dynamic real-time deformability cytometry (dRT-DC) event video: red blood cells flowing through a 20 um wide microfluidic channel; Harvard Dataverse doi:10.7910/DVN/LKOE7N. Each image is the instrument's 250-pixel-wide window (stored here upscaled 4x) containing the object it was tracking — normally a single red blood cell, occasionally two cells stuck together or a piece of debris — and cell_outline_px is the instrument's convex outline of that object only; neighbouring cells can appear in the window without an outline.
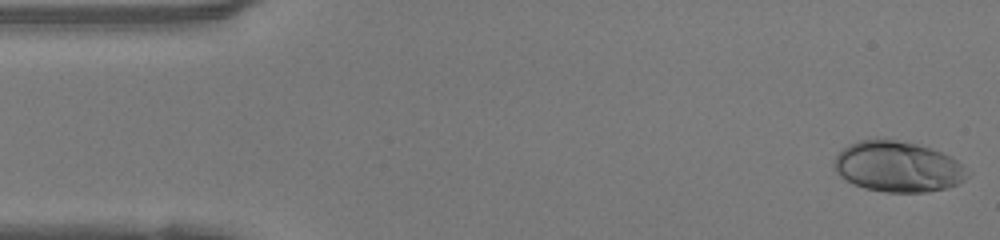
{"species": "human", "species_latin": "Homo sapiens", "temperature_condition": "warm", "stored_images_in_passage": 47, "camera_frame_rate_fps": 3000, "um_per_image_px": 0.085, "donor": {"sex": "female"}, "frame": {"image": 1, "passage_image": 1, "time_ms": 0.0, "image_size_px": [1000, 240], "cell_outline_px": [[972, 172], [964, 180], [956, 184], [944, 188], [928, 192], [884, 192], [864, 188], [852, 184], [840, 176], [832, 164], [836, 156], [848, 144], [860, 140], [896, 140], [916, 144], [940, 152], [956, 160]], "centroid_in_image_um": [76.31, 14.19], "position_along_channel_um": 8.7, "area_um2": 39.07}}
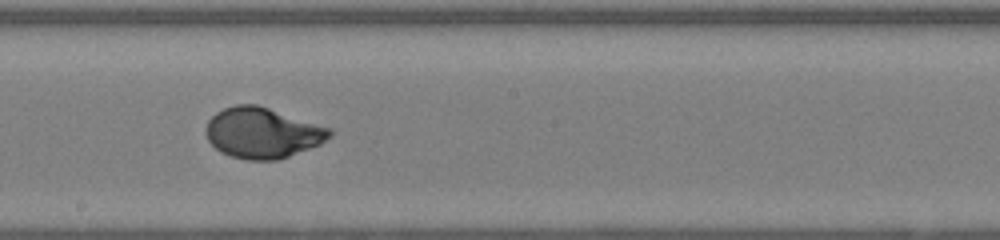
{"frame": {"image": 2, "passage_image": 25, "time_ms": 8.0, "image_size_px": [1000, 240], "cell_outline_px": [[332, 136], [320, 144], [288, 156], [276, 160], [248, 160], [232, 156], [220, 152], [208, 140], [204, 132], [204, 128], [208, 120], [216, 112], [224, 108], [236, 104], [256, 104], [332, 128]], "centroid_in_image_um": [22.29, 11.29], "position_along_channel_um": 225.9, "area_um2": 36.53}}
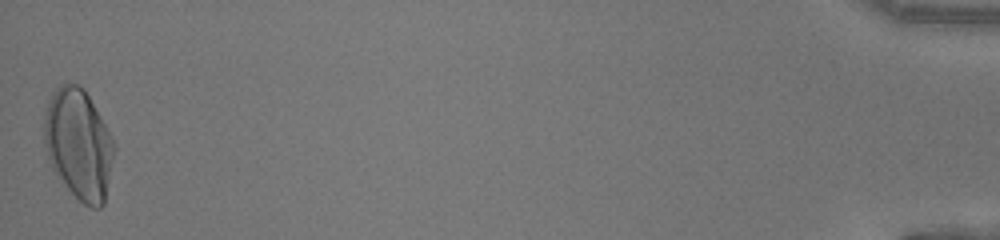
{"frame": {"image": 3, "passage_image": 47, "time_ms": 15.333, "image_size_px": [1000, 240], "cell_outline_px": [[116, 148], [104, 204], [100, 208], [92, 208], [84, 204], [56, 176], [48, 160], [44, 144], [44, 116], [48, 100], [52, 92], [60, 84], [68, 80], [80, 84], [84, 88], [112, 136]], "centroid_in_image_um": [6.68, 12.22], "position_along_channel_um": 428.5, "area_um2": 45.6}, "authors_computed_cell_mechanics": {"area_um2": 36.6452, "velocity_mm_per_s": 4.215, "shape_relaxation_time_tau1_ms": 4.2906, "shape_relaxation_time_tau2_ms": null, "deformation_change_tau1": 0.2362, "deformation_change_tau2": null}}